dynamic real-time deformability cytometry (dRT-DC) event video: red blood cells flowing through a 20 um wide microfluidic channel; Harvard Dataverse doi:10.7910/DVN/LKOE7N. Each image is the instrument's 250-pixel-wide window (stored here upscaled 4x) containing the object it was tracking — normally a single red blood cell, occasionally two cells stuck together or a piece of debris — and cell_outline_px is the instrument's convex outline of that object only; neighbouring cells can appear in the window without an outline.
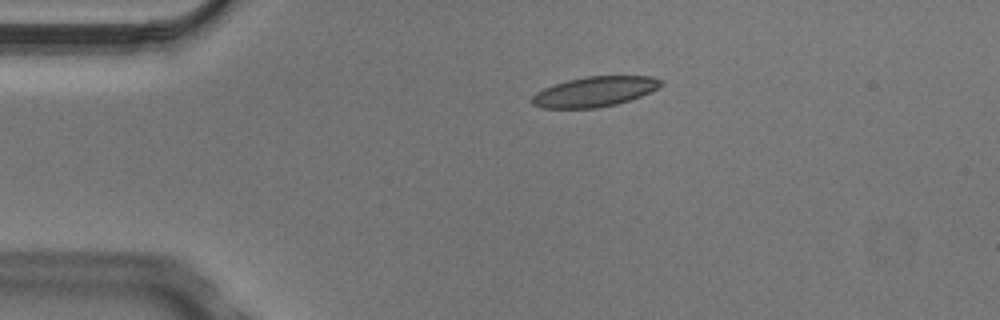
{"species": "Egyptian fruit bat (a non-hibernating species)", "species_latin": "Rousettus aegyptiacus", "temperature_condition": "cold", "stored_images_in_passage": 4, "camera_frame_rate_fps": 3000, "um_per_image_px": 0.085, "animal": {"sex": "male"}, "frame": {"image": 1, "passage_image": 3, "time_ms": 0.667, "image_size_px": [1000, 320], "cell_outline_px": [[664, 84], [640, 96], [616, 104], [596, 108], [544, 108], [532, 104], [532, 96], [536, 92], [544, 88], [568, 80], [588, 76], [652, 76], [664, 80]], "centroid_in_image_um": [50.56, 7.78], "position_along_channel_um": 34.4, "area_um2": 22.37}}